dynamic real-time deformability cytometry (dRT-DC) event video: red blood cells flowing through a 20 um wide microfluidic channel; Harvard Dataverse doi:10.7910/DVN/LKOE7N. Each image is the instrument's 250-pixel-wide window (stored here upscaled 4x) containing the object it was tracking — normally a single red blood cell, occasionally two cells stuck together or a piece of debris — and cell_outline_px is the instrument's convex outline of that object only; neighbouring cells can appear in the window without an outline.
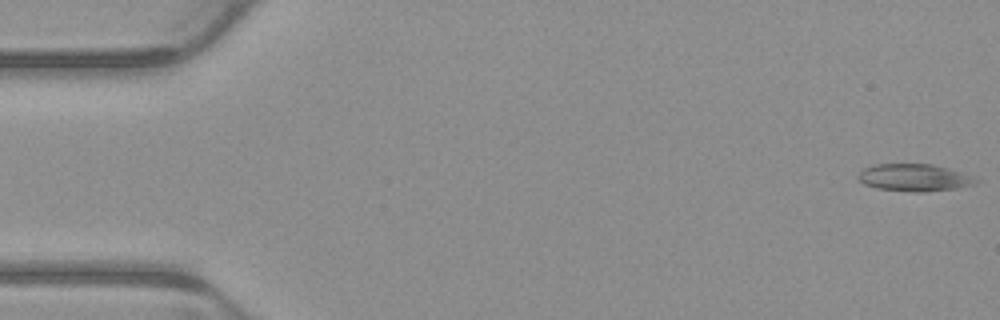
{"species": "common noctule bat (a hibernating species)", "species_latin": "Nyctalus noctula", "temperature_condition": "warm", "stored_images_in_passage": 5, "camera_frame_rate_fps": 3000, "um_per_image_px": 0.085, "animal": {"sex": "male", "body_mass_g": 23.1, "forearm_length_mm": 52.7}, "frame": {"image": 1, "passage_image": 1, "time_ms": 0.0, "image_size_px": [1000, 320], "cell_outline_px": [[980, 180], [972, 184], [956, 188], [920, 192], [916, 192], [876, 188], [864, 184], [856, 176], [864, 168], [872, 164], [932, 164], [948, 168], [960, 172]], "centroid_in_image_um": [77.66, 15.09], "position_along_channel_um": 7.3, "area_um2": 18.44}}
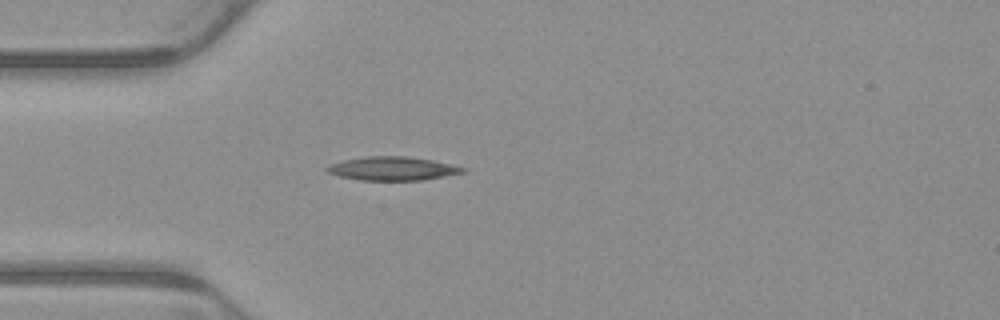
{"frame": {"image": 2, "passage_image": 5, "time_ms": 1.333, "image_size_px": [1000, 320], "cell_outline_px": [[468, 172], [420, 180], [360, 180], [340, 176], [328, 172], [324, 168], [328, 164], [344, 160], [364, 156], [408, 156], [432, 160], [468, 168]], "centroid_in_image_um": [33.37, 14.32], "position_along_channel_um": 51.6, "area_um2": 18.79}}